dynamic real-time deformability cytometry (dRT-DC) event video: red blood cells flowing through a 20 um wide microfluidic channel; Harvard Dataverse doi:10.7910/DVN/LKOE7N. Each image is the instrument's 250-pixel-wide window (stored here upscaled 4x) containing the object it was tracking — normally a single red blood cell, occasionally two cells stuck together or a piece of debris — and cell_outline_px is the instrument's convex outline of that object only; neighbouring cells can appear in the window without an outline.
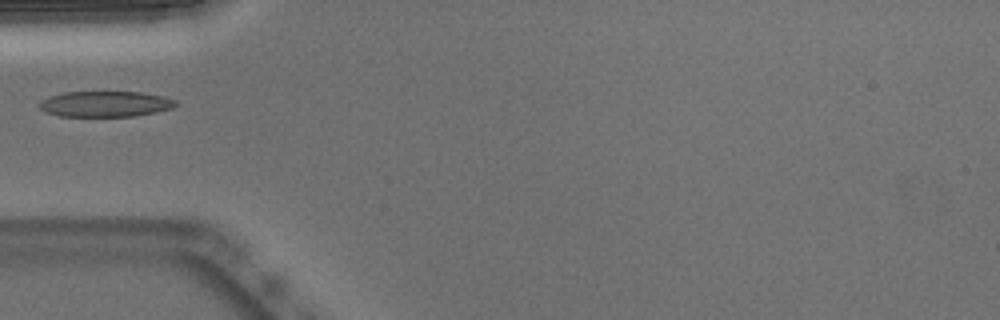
{"species": "Egyptian fruit bat (a non-hibernating species)", "species_latin": "Rousettus aegyptiacus", "temperature_condition": "warm", "stored_images_in_passage": 22, "camera_frame_rate_fps": 3000, "um_per_image_px": 0.085, "animal": {"sex": "male"}, "frame": {"image": 1, "passage_image": 1, "time_ms": 0.0, "image_size_px": [1000, 320], "cell_outline_px": [[176, 104], [172, 108], [156, 112], [132, 116], [60, 116], [48, 112], [40, 108], [40, 100], [48, 96], [64, 92], [140, 92], [160, 96], [176, 100]], "centroid_in_image_um": [8.92, 8.83], "position_along_channel_um": 76.1, "area_um2": 20.17}}
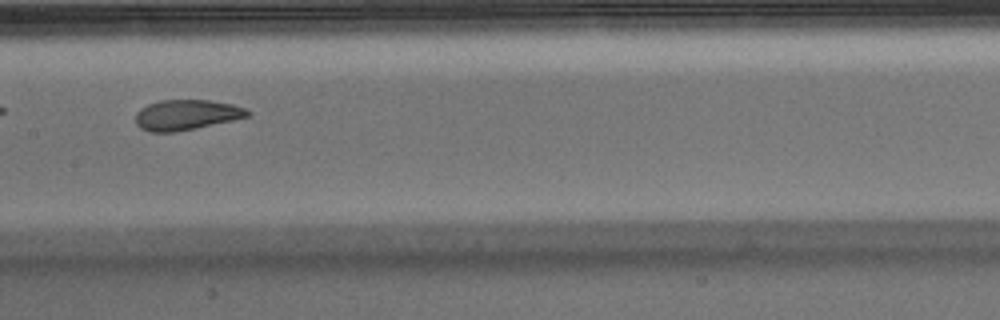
{"frame": {"image": 2, "passage_image": 10, "time_ms": 3.0, "image_size_px": [1000, 320], "cell_outline_px": [[252, 112], [248, 116], [232, 120], [196, 128], [176, 132], [148, 132], [140, 128], [136, 124], [136, 112], [140, 108], [148, 104], [160, 100], [208, 100], [232, 104], [244, 108]], "centroid_in_image_um": [15.81, 9.76], "position_along_channel_um": 191.6, "area_um2": 19.77}}
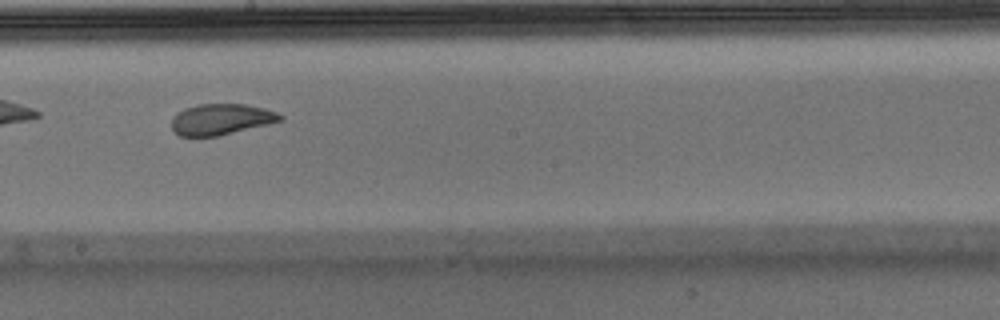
{"frame": {"image": 3, "passage_image": 13, "time_ms": 4.0, "image_size_px": [1000, 320], "cell_outline_px": [[284, 120], [268, 124], [216, 136], [180, 136], [172, 128], [172, 116], [176, 112], [184, 108], [196, 104], [244, 104], [264, 108], [276, 112], [284, 116]], "centroid_in_image_um": [18.78, 10.13], "position_along_channel_um": 229.4, "area_um2": 19.59}}